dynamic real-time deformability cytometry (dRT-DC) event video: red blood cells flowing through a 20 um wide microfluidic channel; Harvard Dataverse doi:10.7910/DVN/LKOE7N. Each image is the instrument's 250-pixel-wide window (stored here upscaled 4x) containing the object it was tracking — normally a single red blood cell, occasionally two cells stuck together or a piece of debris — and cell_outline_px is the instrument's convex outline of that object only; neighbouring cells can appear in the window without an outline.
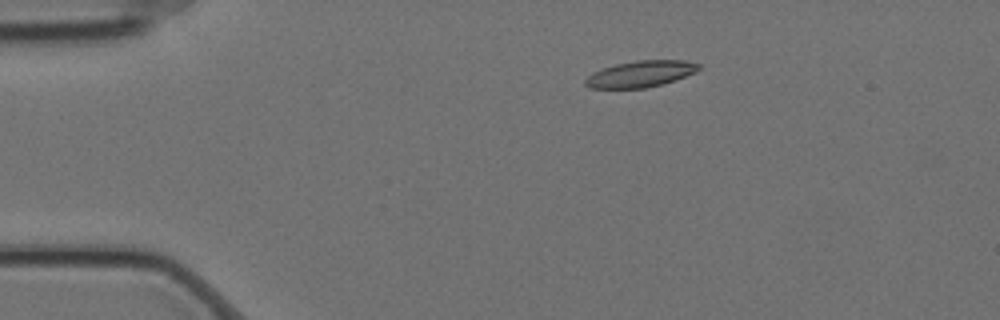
{"species": "Egyptian fruit bat (a non-hibernating species)", "species_latin": "Rousettus aegyptiacus", "temperature_condition": "cold", "stored_images_in_passage": 5, "camera_frame_rate_fps": 3000, "um_per_image_px": 0.085, "animal": {"sex": "female"}, "frame": {"image": 1, "passage_image": 2, "time_ms": 0.333, "image_size_px": [1000, 320], "cell_outline_px": [[700, 68], [696, 72], [676, 80], [644, 88], [588, 88], [584, 84], [584, 80], [592, 72], [616, 64], [636, 60], [684, 60], [700, 64]], "centroid_in_image_um": [54.44, 6.28], "position_along_channel_um": 30.6, "area_um2": 17.4}}
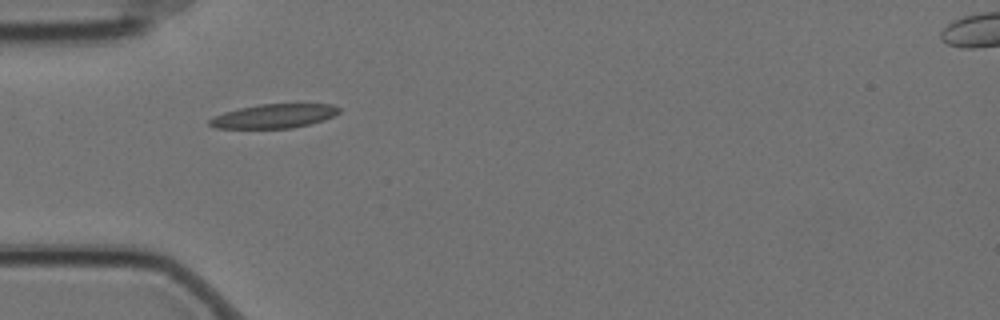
{"frame": {"image": 2, "passage_image": 4, "time_ms": 1.0, "image_size_px": [1000, 320], "cell_outline_px": [[340, 112], [324, 120], [292, 128], [216, 128], [208, 124], [208, 120], [224, 112], [240, 108], [260, 104], [332, 104], [340, 108]], "centroid_in_image_um": [23.3, 9.86], "position_along_channel_um": 61.7, "area_um2": 17.98}}
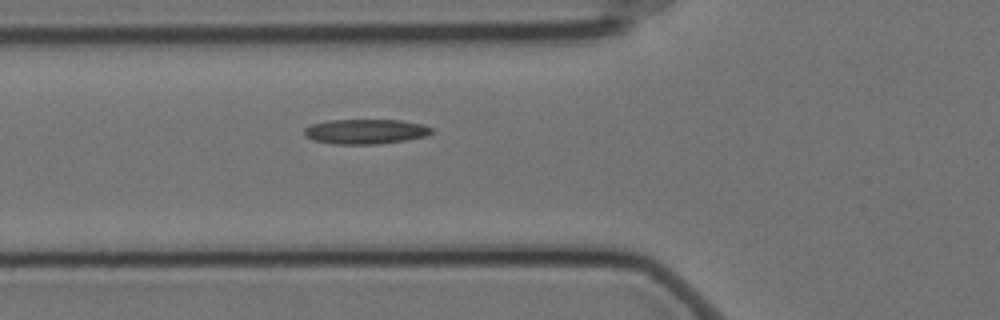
{"frame": {"image": 3, "passage_image": 5, "time_ms": 1.333, "image_size_px": [1000, 320], "cell_outline_px": [[432, 132], [424, 136], [404, 140], [376, 144], [332, 144], [312, 140], [304, 136], [304, 128], [312, 124], [328, 120], [400, 120], [424, 124], [432, 128]], "centroid_in_image_um": [31.02, 11.17], "position_along_channel_um": 94.8, "area_um2": 18.44}}